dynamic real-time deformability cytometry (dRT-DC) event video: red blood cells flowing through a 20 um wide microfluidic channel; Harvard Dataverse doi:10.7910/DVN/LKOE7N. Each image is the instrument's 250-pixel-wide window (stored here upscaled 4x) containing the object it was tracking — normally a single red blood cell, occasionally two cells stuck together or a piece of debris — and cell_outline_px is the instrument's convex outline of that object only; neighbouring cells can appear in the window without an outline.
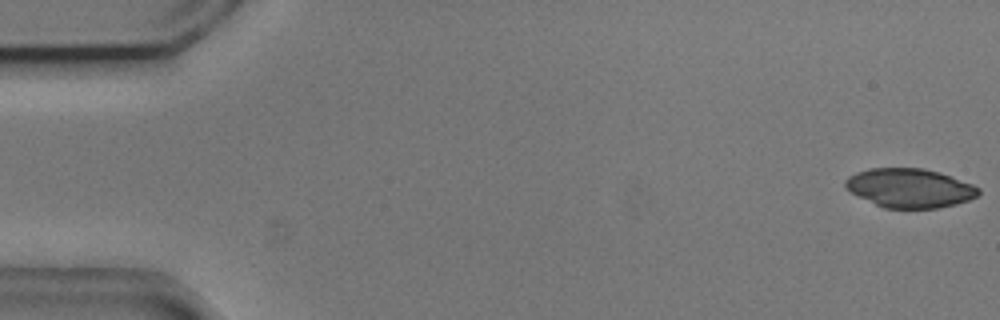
{"species": "common noctule bat (a hibernating species)", "species_latin": "Nyctalus noctula", "temperature_condition": "cold", "stored_images_in_passage": 10, "camera_frame_rate_fps": 3000, "um_per_image_px": 0.085, "animal": {"sex": "male", "body_mass_g": 20.5, "forearm_length_mm": 52.5}, "frame": {"image": 1, "passage_image": 1, "time_ms": 0.0, "image_size_px": [1000, 320], "cell_outline_px": [[980, 192], [976, 196], [968, 200], [956, 204], [936, 208], [884, 208], [844, 188], [844, 180], [848, 176], [856, 172], [868, 168], [924, 168], [972, 184], [980, 188]], "centroid_in_image_um": [77.29, 15.98], "position_along_channel_um": 7.7, "area_um2": 30.0}}